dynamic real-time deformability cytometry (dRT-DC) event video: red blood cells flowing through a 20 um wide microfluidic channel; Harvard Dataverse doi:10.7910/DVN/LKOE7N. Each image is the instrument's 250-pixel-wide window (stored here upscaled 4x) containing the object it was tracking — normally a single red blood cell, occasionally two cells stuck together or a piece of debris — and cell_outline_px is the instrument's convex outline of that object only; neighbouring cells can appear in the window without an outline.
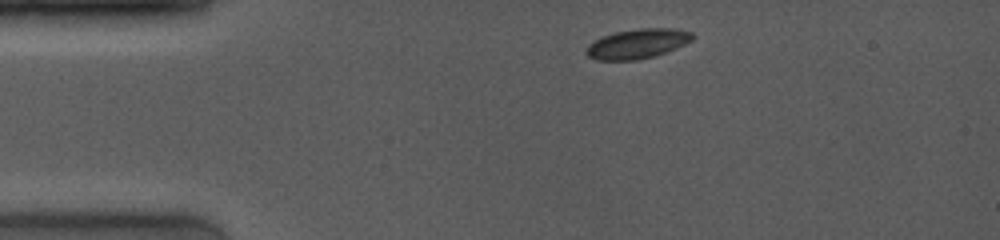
{"species": "common noctule bat (a hibernating species)", "species_latin": "Nyctalus noctula", "temperature_condition": "room temperature", "stored_images_in_passage": 10, "camera_frame_rate_fps": 4000, "um_per_image_px": 0.085, "animal": {"sex": "female", "body_mass_g": 19.0, "forearm_length_mm": 53.3}, "frame": {"image": 1, "passage_image": 1, "time_ms": 0.0, "image_size_px": [1000, 240], "cell_outline_px": [[696, 36], [692, 40], [676, 48], [652, 56], [636, 60], [596, 60], [588, 56], [584, 52], [588, 44], [604, 36], [616, 32], [640, 28], [672, 28], [692, 32]], "centroid_in_image_um": [54.18, 3.71], "position_along_channel_um": 30.8, "area_um2": 18.21}}
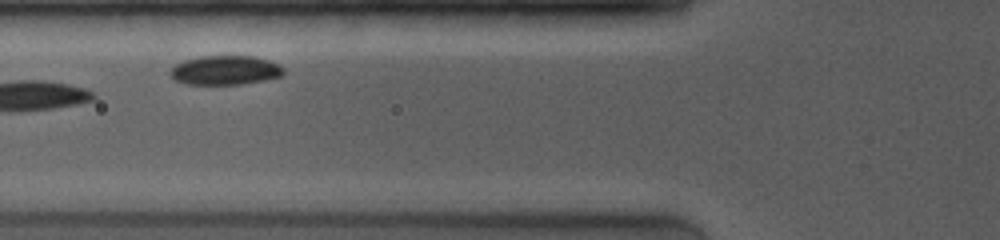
{"frame": {"image": 2, "passage_image": 5, "time_ms": 3.5, "image_size_px": [1000, 240], "cell_outline_px": [[284, 72], [280, 76], [264, 80], [240, 84], [188, 84], [176, 80], [168, 76], [168, 72], [176, 64], [184, 60], [200, 56], [252, 56], [268, 60], [280, 64], [284, 68]], "centroid_in_image_um": [19.12, 5.96], "position_along_channel_um": 106.7, "area_um2": 19.31}}
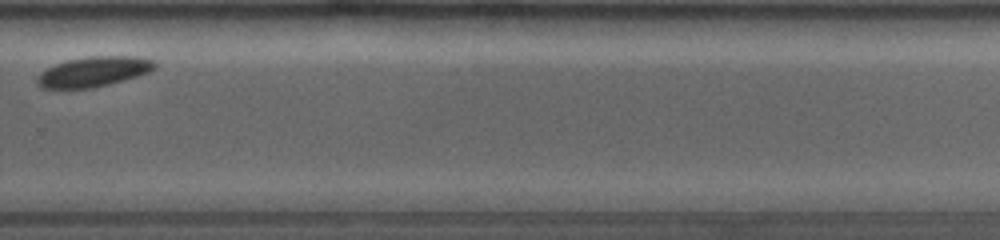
{"frame": {"image": 3, "passage_image": 10, "time_ms": 9.25, "image_size_px": [1000, 240], "cell_outline_px": [[156, 68], [148, 72], [136, 76], [108, 84], [88, 88], [44, 88], [36, 84], [36, 80], [40, 72], [56, 64], [68, 60], [88, 56], [136, 56], [152, 60], [156, 64]], "centroid_in_image_um": [7.94, 6.08], "position_along_channel_um": 321.9, "area_um2": 20.29}}